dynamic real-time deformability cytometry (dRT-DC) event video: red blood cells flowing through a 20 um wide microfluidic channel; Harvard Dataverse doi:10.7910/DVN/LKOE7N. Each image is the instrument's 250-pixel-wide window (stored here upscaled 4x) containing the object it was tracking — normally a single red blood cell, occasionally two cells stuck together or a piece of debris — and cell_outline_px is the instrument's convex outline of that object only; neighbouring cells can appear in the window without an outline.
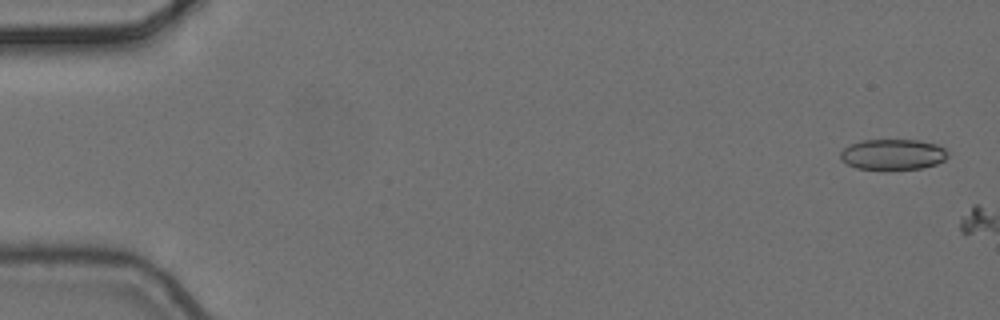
{"species": "common noctule bat (a hibernating species)", "species_latin": "Nyctalus noctula", "temperature_condition": "cold", "stored_images_in_passage": 2, "camera_frame_rate_fps": 3000, "um_per_image_px": 0.085, "animal": {"sex": "female", "body_mass_g": 24.6, "forearm_length_mm": 56.2}, "frame": {"image": 1, "passage_image": 1, "time_ms": 0.0, "image_size_px": [1000, 320], "cell_outline_px": [[948, 156], [944, 160], [936, 164], [920, 168], [884, 172], [856, 168], [840, 160], [840, 152], [844, 148], [860, 140], [916, 140], [936, 144], [944, 148], [948, 152]], "centroid_in_image_um": [75.86, 13.17], "position_along_channel_um": 9.1, "area_um2": 19.77}}